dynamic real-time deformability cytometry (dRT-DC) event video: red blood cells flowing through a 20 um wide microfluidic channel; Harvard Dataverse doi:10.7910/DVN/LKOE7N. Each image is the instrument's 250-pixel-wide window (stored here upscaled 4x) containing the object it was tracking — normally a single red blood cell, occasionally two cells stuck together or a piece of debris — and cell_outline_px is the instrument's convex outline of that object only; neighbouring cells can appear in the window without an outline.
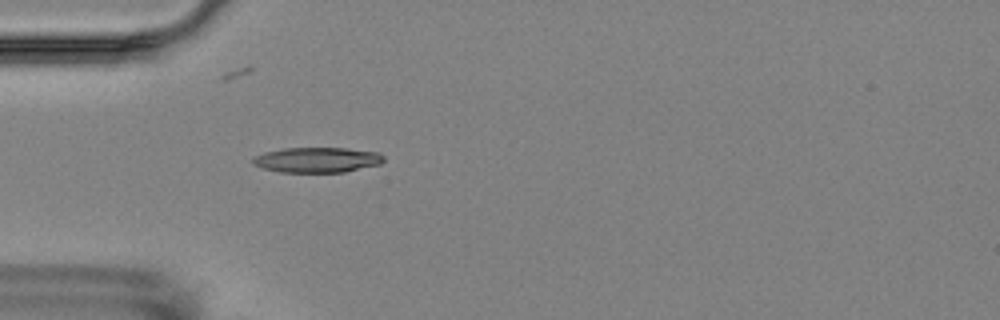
{"species": "Egyptian fruit bat (a non-hibernating species)", "species_latin": "Rousettus aegyptiacus", "temperature_condition": "room temperature", "stored_images_in_passage": 5, "camera_frame_rate_fps": 3000, "um_per_image_px": 0.085, "animal": {"sex": "female"}, "frame": {"image": 1, "passage_image": 5, "time_ms": 4.667, "image_size_px": [1000, 320], "cell_outline_px": [[384, 160], [380, 164], [344, 172], [280, 172], [260, 168], [252, 164], [252, 156], [264, 152], [284, 148], [348, 148], [380, 152], [384, 156]], "centroid_in_image_um": [26.93, 13.58], "position_along_channel_um": 58.1, "area_um2": 19.48}}